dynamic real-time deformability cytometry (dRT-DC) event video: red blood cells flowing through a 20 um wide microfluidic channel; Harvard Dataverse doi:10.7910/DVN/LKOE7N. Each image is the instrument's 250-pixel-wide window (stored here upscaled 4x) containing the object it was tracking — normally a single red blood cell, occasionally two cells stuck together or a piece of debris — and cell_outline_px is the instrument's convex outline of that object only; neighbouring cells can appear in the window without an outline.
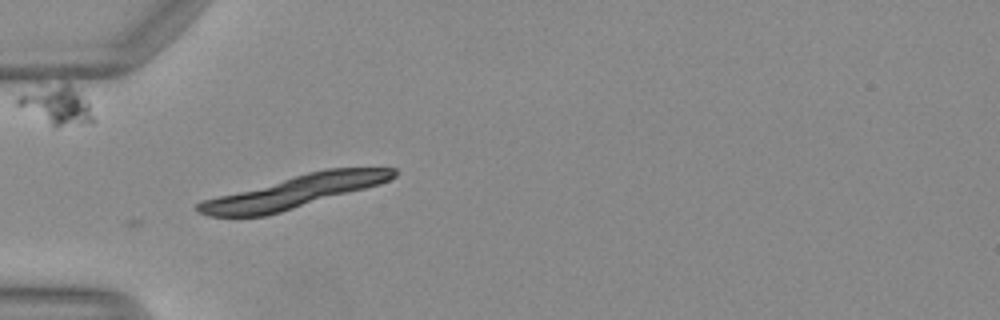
{"species": "Egyptian fruit bat (a non-hibernating species)", "species_latin": "Rousettus aegyptiacus", "temperature_condition": "warm", "stored_images_in_passage": 6, "camera_frame_rate_fps": 3000, "um_per_image_px": 0.085, "animal": {"sex": "female"}, "frame": {"image": 1, "passage_image": 3, "time_ms": 0.667, "image_size_px": [1000, 320], "cell_outline_px": [[396, 176], [380, 184], [280, 212], [264, 216], [208, 216], [196, 212], [196, 204], [200, 200], [308, 172], [328, 168], [396, 168]], "centroid_in_image_um": [24.94, 16.3], "position_along_channel_um": 60.1, "area_um2": 36.47}}